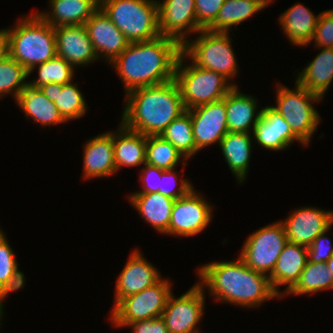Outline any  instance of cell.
<instances>
[{
	"label": "cell",
	"instance_id": "24",
	"mask_svg": "<svg viewBox=\"0 0 333 333\" xmlns=\"http://www.w3.org/2000/svg\"><path fill=\"white\" fill-rule=\"evenodd\" d=\"M128 202L140 217L159 234L169 236L170 218L174 199L159 192L147 194H129Z\"/></svg>",
	"mask_w": 333,
	"mask_h": 333
},
{
	"label": "cell",
	"instance_id": "45",
	"mask_svg": "<svg viewBox=\"0 0 333 333\" xmlns=\"http://www.w3.org/2000/svg\"><path fill=\"white\" fill-rule=\"evenodd\" d=\"M9 296L4 292V291H2L1 289H0V326L2 327V321L3 320H5V319H3V315L5 314L4 313V305H3V303L5 302V300H6V298H8Z\"/></svg>",
	"mask_w": 333,
	"mask_h": 333
},
{
	"label": "cell",
	"instance_id": "41",
	"mask_svg": "<svg viewBox=\"0 0 333 333\" xmlns=\"http://www.w3.org/2000/svg\"><path fill=\"white\" fill-rule=\"evenodd\" d=\"M330 227L325 232L321 233L312 244L307 247L308 249V260L313 263H323L327 262L333 254V243L331 242V238L328 237L327 234Z\"/></svg>",
	"mask_w": 333,
	"mask_h": 333
},
{
	"label": "cell",
	"instance_id": "31",
	"mask_svg": "<svg viewBox=\"0 0 333 333\" xmlns=\"http://www.w3.org/2000/svg\"><path fill=\"white\" fill-rule=\"evenodd\" d=\"M269 4L265 0H225L214 23L207 29L210 32L230 33L242 22L264 10Z\"/></svg>",
	"mask_w": 333,
	"mask_h": 333
},
{
	"label": "cell",
	"instance_id": "29",
	"mask_svg": "<svg viewBox=\"0 0 333 333\" xmlns=\"http://www.w3.org/2000/svg\"><path fill=\"white\" fill-rule=\"evenodd\" d=\"M16 104L25 114L26 119H31L34 124L42 127L66 124L60 115L55 103L48 100L40 88L29 84L19 93Z\"/></svg>",
	"mask_w": 333,
	"mask_h": 333
},
{
	"label": "cell",
	"instance_id": "43",
	"mask_svg": "<svg viewBox=\"0 0 333 333\" xmlns=\"http://www.w3.org/2000/svg\"><path fill=\"white\" fill-rule=\"evenodd\" d=\"M127 327L132 333H169L161 317L129 322L124 328Z\"/></svg>",
	"mask_w": 333,
	"mask_h": 333
},
{
	"label": "cell",
	"instance_id": "18",
	"mask_svg": "<svg viewBox=\"0 0 333 333\" xmlns=\"http://www.w3.org/2000/svg\"><path fill=\"white\" fill-rule=\"evenodd\" d=\"M54 30L57 56L75 69L99 61L85 25L57 26Z\"/></svg>",
	"mask_w": 333,
	"mask_h": 333
},
{
	"label": "cell",
	"instance_id": "7",
	"mask_svg": "<svg viewBox=\"0 0 333 333\" xmlns=\"http://www.w3.org/2000/svg\"><path fill=\"white\" fill-rule=\"evenodd\" d=\"M174 79L186 110L219 101L234 87L222 74L190 63L183 53L177 61Z\"/></svg>",
	"mask_w": 333,
	"mask_h": 333
},
{
	"label": "cell",
	"instance_id": "42",
	"mask_svg": "<svg viewBox=\"0 0 333 333\" xmlns=\"http://www.w3.org/2000/svg\"><path fill=\"white\" fill-rule=\"evenodd\" d=\"M163 169L144 164V167H142L141 171H139L140 176L138 181L141 182V189L135 192H132L131 194H147V193H154L158 192V188L160 186V179H161V173L163 172Z\"/></svg>",
	"mask_w": 333,
	"mask_h": 333
},
{
	"label": "cell",
	"instance_id": "23",
	"mask_svg": "<svg viewBox=\"0 0 333 333\" xmlns=\"http://www.w3.org/2000/svg\"><path fill=\"white\" fill-rule=\"evenodd\" d=\"M49 10L36 13L53 27L84 25L100 7V0H48Z\"/></svg>",
	"mask_w": 333,
	"mask_h": 333
},
{
	"label": "cell",
	"instance_id": "12",
	"mask_svg": "<svg viewBox=\"0 0 333 333\" xmlns=\"http://www.w3.org/2000/svg\"><path fill=\"white\" fill-rule=\"evenodd\" d=\"M201 192L192 188L185 196L176 199L170 218L169 235L191 237L202 233L212 222L213 205Z\"/></svg>",
	"mask_w": 333,
	"mask_h": 333
},
{
	"label": "cell",
	"instance_id": "17",
	"mask_svg": "<svg viewBox=\"0 0 333 333\" xmlns=\"http://www.w3.org/2000/svg\"><path fill=\"white\" fill-rule=\"evenodd\" d=\"M84 25L99 60L105 64H110L130 43L101 7Z\"/></svg>",
	"mask_w": 333,
	"mask_h": 333
},
{
	"label": "cell",
	"instance_id": "46",
	"mask_svg": "<svg viewBox=\"0 0 333 333\" xmlns=\"http://www.w3.org/2000/svg\"><path fill=\"white\" fill-rule=\"evenodd\" d=\"M331 274L333 275V254L330 259L326 262Z\"/></svg>",
	"mask_w": 333,
	"mask_h": 333
},
{
	"label": "cell",
	"instance_id": "6",
	"mask_svg": "<svg viewBox=\"0 0 333 333\" xmlns=\"http://www.w3.org/2000/svg\"><path fill=\"white\" fill-rule=\"evenodd\" d=\"M193 39V40H192ZM182 45V53L195 65L222 74L234 86L239 64L230 33L200 30Z\"/></svg>",
	"mask_w": 333,
	"mask_h": 333
},
{
	"label": "cell",
	"instance_id": "9",
	"mask_svg": "<svg viewBox=\"0 0 333 333\" xmlns=\"http://www.w3.org/2000/svg\"><path fill=\"white\" fill-rule=\"evenodd\" d=\"M172 290L170 279L162 277L153 286L121 299L109 311L108 320L113 327L123 328L129 322L161 317Z\"/></svg>",
	"mask_w": 333,
	"mask_h": 333
},
{
	"label": "cell",
	"instance_id": "47",
	"mask_svg": "<svg viewBox=\"0 0 333 333\" xmlns=\"http://www.w3.org/2000/svg\"><path fill=\"white\" fill-rule=\"evenodd\" d=\"M1 228L2 227L0 226V239L6 235L3 231V229H1Z\"/></svg>",
	"mask_w": 333,
	"mask_h": 333
},
{
	"label": "cell",
	"instance_id": "39",
	"mask_svg": "<svg viewBox=\"0 0 333 333\" xmlns=\"http://www.w3.org/2000/svg\"><path fill=\"white\" fill-rule=\"evenodd\" d=\"M311 43L314 44L315 49L333 48V9H326L319 14Z\"/></svg>",
	"mask_w": 333,
	"mask_h": 333
},
{
	"label": "cell",
	"instance_id": "14",
	"mask_svg": "<svg viewBox=\"0 0 333 333\" xmlns=\"http://www.w3.org/2000/svg\"><path fill=\"white\" fill-rule=\"evenodd\" d=\"M280 221L284 225L288 242L309 247L321 233L333 226V209L297 207Z\"/></svg>",
	"mask_w": 333,
	"mask_h": 333
},
{
	"label": "cell",
	"instance_id": "22",
	"mask_svg": "<svg viewBox=\"0 0 333 333\" xmlns=\"http://www.w3.org/2000/svg\"><path fill=\"white\" fill-rule=\"evenodd\" d=\"M238 87L234 86L225 96L228 131L252 133L263 109L255 96L243 93Z\"/></svg>",
	"mask_w": 333,
	"mask_h": 333
},
{
	"label": "cell",
	"instance_id": "4",
	"mask_svg": "<svg viewBox=\"0 0 333 333\" xmlns=\"http://www.w3.org/2000/svg\"><path fill=\"white\" fill-rule=\"evenodd\" d=\"M13 27H7L8 55L28 72L57 55L54 27L35 11L18 18Z\"/></svg>",
	"mask_w": 333,
	"mask_h": 333
},
{
	"label": "cell",
	"instance_id": "37",
	"mask_svg": "<svg viewBox=\"0 0 333 333\" xmlns=\"http://www.w3.org/2000/svg\"><path fill=\"white\" fill-rule=\"evenodd\" d=\"M27 78L28 71L7 54L0 60V100L11 95L16 101L19 93L28 85Z\"/></svg>",
	"mask_w": 333,
	"mask_h": 333
},
{
	"label": "cell",
	"instance_id": "32",
	"mask_svg": "<svg viewBox=\"0 0 333 333\" xmlns=\"http://www.w3.org/2000/svg\"><path fill=\"white\" fill-rule=\"evenodd\" d=\"M328 290L333 291V275L327 263H313L308 260L298 281L284 296L313 295L319 291Z\"/></svg>",
	"mask_w": 333,
	"mask_h": 333
},
{
	"label": "cell",
	"instance_id": "25",
	"mask_svg": "<svg viewBox=\"0 0 333 333\" xmlns=\"http://www.w3.org/2000/svg\"><path fill=\"white\" fill-rule=\"evenodd\" d=\"M280 14L278 22L290 44L299 48L310 45L320 13L316 15L310 8L297 2Z\"/></svg>",
	"mask_w": 333,
	"mask_h": 333
},
{
	"label": "cell",
	"instance_id": "19",
	"mask_svg": "<svg viewBox=\"0 0 333 333\" xmlns=\"http://www.w3.org/2000/svg\"><path fill=\"white\" fill-rule=\"evenodd\" d=\"M259 121L252 132L253 141L263 149L282 151L290 147L294 142L300 146L304 144L293 134L290 125L282 115L271 105L264 106Z\"/></svg>",
	"mask_w": 333,
	"mask_h": 333
},
{
	"label": "cell",
	"instance_id": "30",
	"mask_svg": "<svg viewBox=\"0 0 333 333\" xmlns=\"http://www.w3.org/2000/svg\"><path fill=\"white\" fill-rule=\"evenodd\" d=\"M78 84L72 81L63 85L49 83L40 87L46 98L55 103L67 123L85 116L89 108Z\"/></svg>",
	"mask_w": 333,
	"mask_h": 333
},
{
	"label": "cell",
	"instance_id": "10",
	"mask_svg": "<svg viewBox=\"0 0 333 333\" xmlns=\"http://www.w3.org/2000/svg\"><path fill=\"white\" fill-rule=\"evenodd\" d=\"M287 242L284 225L277 220L252 232L238 256L249 268L269 276Z\"/></svg>",
	"mask_w": 333,
	"mask_h": 333
},
{
	"label": "cell",
	"instance_id": "33",
	"mask_svg": "<svg viewBox=\"0 0 333 333\" xmlns=\"http://www.w3.org/2000/svg\"><path fill=\"white\" fill-rule=\"evenodd\" d=\"M6 236L0 239V289L9 296L26 286V276L18 268L16 253Z\"/></svg>",
	"mask_w": 333,
	"mask_h": 333
},
{
	"label": "cell",
	"instance_id": "34",
	"mask_svg": "<svg viewBox=\"0 0 333 333\" xmlns=\"http://www.w3.org/2000/svg\"><path fill=\"white\" fill-rule=\"evenodd\" d=\"M179 163L185 167L187 159L161 135L147 136L146 164L163 169H176Z\"/></svg>",
	"mask_w": 333,
	"mask_h": 333
},
{
	"label": "cell",
	"instance_id": "36",
	"mask_svg": "<svg viewBox=\"0 0 333 333\" xmlns=\"http://www.w3.org/2000/svg\"><path fill=\"white\" fill-rule=\"evenodd\" d=\"M37 69V70H36ZM37 71V78L28 81V84L34 88H40L49 83L67 84L75 79L76 69L65 59L55 56L48 61L36 65L29 72L28 76Z\"/></svg>",
	"mask_w": 333,
	"mask_h": 333
},
{
	"label": "cell",
	"instance_id": "27",
	"mask_svg": "<svg viewBox=\"0 0 333 333\" xmlns=\"http://www.w3.org/2000/svg\"><path fill=\"white\" fill-rule=\"evenodd\" d=\"M319 53L313 60L298 70L296 81L309 92L322 99L333 82V48L319 47Z\"/></svg>",
	"mask_w": 333,
	"mask_h": 333
},
{
	"label": "cell",
	"instance_id": "35",
	"mask_svg": "<svg viewBox=\"0 0 333 333\" xmlns=\"http://www.w3.org/2000/svg\"><path fill=\"white\" fill-rule=\"evenodd\" d=\"M161 136L170 142L187 160L198 153L193 135L191 115L187 110L167 126Z\"/></svg>",
	"mask_w": 333,
	"mask_h": 333
},
{
	"label": "cell",
	"instance_id": "8",
	"mask_svg": "<svg viewBox=\"0 0 333 333\" xmlns=\"http://www.w3.org/2000/svg\"><path fill=\"white\" fill-rule=\"evenodd\" d=\"M100 7L130 43L160 36L157 0H100Z\"/></svg>",
	"mask_w": 333,
	"mask_h": 333
},
{
	"label": "cell",
	"instance_id": "26",
	"mask_svg": "<svg viewBox=\"0 0 333 333\" xmlns=\"http://www.w3.org/2000/svg\"><path fill=\"white\" fill-rule=\"evenodd\" d=\"M253 134L228 132L219 143L222 156L229 170L236 179V183L243 184L247 180L251 154L253 152Z\"/></svg>",
	"mask_w": 333,
	"mask_h": 333
},
{
	"label": "cell",
	"instance_id": "44",
	"mask_svg": "<svg viewBox=\"0 0 333 333\" xmlns=\"http://www.w3.org/2000/svg\"><path fill=\"white\" fill-rule=\"evenodd\" d=\"M8 54L6 29H0V60Z\"/></svg>",
	"mask_w": 333,
	"mask_h": 333
},
{
	"label": "cell",
	"instance_id": "48",
	"mask_svg": "<svg viewBox=\"0 0 333 333\" xmlns=\"http://www.w3.org/2000/svg\"><path fill=\"white\" fill-rule=\"evenodd\" d=\"M269 5L272 4L275 0H265Z\"/></svg>",
	"mask_w": 333,
	"mask_h": 333
},
{
	"label": "cell",
	"instance_id": "11",
	"mask_svg": "<svg viewBox=\"0 0 333 333\" xmlns=\"http://www.w3.org/2000/svg\"><path fill=\"white\" fill-rule=\"evenodd\" d=\"M173 293L161 315L169 333H202L199 324L205 314L204 289L196 281L181 296L176 297Z\"/></svg>",
	"mask_w": 333,
	"mask_h": 333
},
{
	"label": "cell",
	"instance_id": "21",
	"mask_svg": "<svg viewBox=\"0 0 333 333\" xmlns=\"http://www.w3.org/2000/svg\"><path fill=\"white\" fill-rule=\"evenodd\" d=\"M307 261L308 249L306 246L291 242L285 244L272 273L269 275L272 288L281 298L298 281ZM281 286L285 287V290H281Z\"/></svg>",
	"mask_w": 333,
	"mask_h": 333
},
{
	"label": "cell",
	"instance_id": "2",
	"mask_svg": "<svg viewBox=\"0 0 333 333\" xmlns=\"http://www.w3.org/2000/svg\"><path fill=\"white\" fill-rule=\"evenodd\" d=\"M182 45L170 37L132 42L109 65L123 83L124 95L133 89L174 79Z\"/></svg>",
	"mask_w": 333,
	"mask_h": 333
},
{
	"label": "cell",
	"instance_id": "28",
	"mask_svg": "<svg viewBox=\"0 0 333 333\" xmlns=\"http://www.w3.org/2000/svg\"><path fill=\"white\" fill-rule=\"evenodd\" d=\"M114 130L113 143L116 174L125 166H144L146 163L147 136L125 128L121 123Z\"/></svg>",
	"mask_w": 333,
	"mask_h": 333
},
{
	"label": "cell",
	"instance_id": "13",
	"mask_svg": "<svg viewBox=\"0 0 333 333\" xmlns=\"http://www.w3.org/2000/svg\"><path fill=\"white\" fill-rule=\"evenodd\" d=\"M158 27L161 36L183 45L190 34L203 30L197 23L195 0H157Z\"/></svg>",
	"mask_w": 333,
	"mask_h": 333
},
{
	"label": "cell",
	"instance_id": "16",
	"mask_svg": "<svg viewBox=\"0 0 333 333\" xmlns=\"http://www.w3.org/2000/svg\"><path fill=\"white\" fill-rule=\"evenodd\" d=\"M126 264L116 278L113 307L123 298L153 286L161 272L141 254V249L131 250Z\"/></svg>",
	"mask_w": 333,
	"mask_h": 333
},
{
	"label": "cell",
	"instance_id": "38",
	"mask_svg": "<svg viewBox=\"0 0 333 333\" xmlns=\"http://www.w3.org/2000/svg\"><path fill=\"white\" fill-rule=\"evenodd\" d=\"M175 169L164 170L161 173L158 192L174 200L185 196L192 188H195L190 179L181 178ZM180 177V179H178Z\"/></svg>",
	"mask_w": 333,
	"mask_h": 333
},
{
	"label": "cell",
	"instance_id": "3",
	"mask_svg": "<svg viewBox=\"0 0 333 333\" xmlns=\"http://www.w3.org/2000/svg\"><path fill=\"white\" fill-rule=\"evenodd\" d=\"M124 97L120 123L145 136L161 135L167 126L186 111L175 79L133 89Z\"/></svg>",
	"mask_w": 333,
	"mask_h": 333
},
{
	"label": "cell",
	"instance_id": "15",
	"mask_svg": "<svg viewBox=\"0 0 333 333\" xmlns=\"http://www.w3.org/2000/svg\"><path fill=\"white\" fill-rule=\"evenodd\" d=\"M191 115L193 135L198 152L210 145H219L229 132L225 97L219 101L187 110Z\"/></svg>",
	"mask_w": 333,
	"mask_h": 333
},
{
	"label": "cell",
	"instance_id": "1",
	"mask_svg": "<svg viewBox=\"0 0 333 333\" xmlns=\"http://www.w3.org/2000/svg\"><path fill=\"white\" fill-rule=\"evenodd\" d=\"M197 268V283L205 293L208 290L214 301L256 309L268 300L281 299L272 288L269 276L249 268L239 256Z\"/></svg>",
	"mask_w": 333,
	"mask_h": 333
},
{
	"label": "cell",
	"instance_id": "40",
	"mask_svg": "<svg viewBox=\"0 0 333 333\" xmlns=\"http://www.w3.org/2000/svg\"><path fill=\"white\" fill-rule=\"evenodd\" d=\"M225 0H195V13L198 25L207 30L215 21Z\"/></svg>",
	"mask_w": 333,
	"mask_h": 333
},
{
	"label": "cell",
	"instance_id": "20",
	"mask_svg": "<svg viewBox=\"0 0 333 333\" xmlns=\"http://www.w3.org/2000/svg\"><path fill=\"white\" fill-rule=\"evenodd\" d=\"M82 166L83 180L116 175L113 131H106L85 141Z\"/></svg>",
	"mask_w": 333,
	"mask_h": 333
},
{
	"label": "cell",
	"instance_id": "5",
	"mask_svg": "<svg viewBox=\"0 0 333 333\" xmlns=\"http://www.w3.org/2000/svg\"><path fill=\"white\" fill-rule=\"evenodd\" d=\"M275 89L276 105L271 106L282 115L304 146H310L321 122L315 105L322 101V98L303 88L296 80L292 89L280 82Z\"/></svg>",
	"mask_w": 333,
	"mask_h": 333
}]
</instances>
